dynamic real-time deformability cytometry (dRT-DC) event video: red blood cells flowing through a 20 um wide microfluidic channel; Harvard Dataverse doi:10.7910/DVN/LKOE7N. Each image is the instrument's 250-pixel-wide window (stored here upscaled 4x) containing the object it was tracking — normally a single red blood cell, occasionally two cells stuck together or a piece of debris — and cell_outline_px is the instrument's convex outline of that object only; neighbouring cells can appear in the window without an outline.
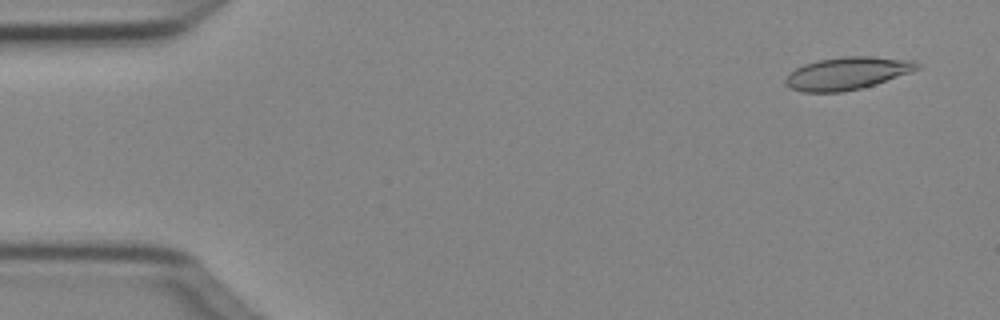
{"species": "Egyptian fruit bat (a non-hibernating species)", "species_latin": "Rousettus aegyptiacus", "temperature_condition": "cold", "stored_images_in_passage": 3, "camera_frame_rate_fps": 3000, "um_per_image_px": 0.085, "animal": {"sex": "female"}, "frame": {"image": 1, "passage_image": 1, "time_ms": 0.0, "image_size_px": [1000, 320], "cell_outline_px": [[920, 68], [912, 72], [860, 88], [840, 92], [800, 92], [784, 84], [784, 80], [796, 68], [804, 64], [820, 60], [844, 56], [872, 56], [916, 60], [920, 64]], "centroid_in_image_um": [72.04, 6.22], "position_along_channel_um": 13.0, "area_um2": 24.85}}
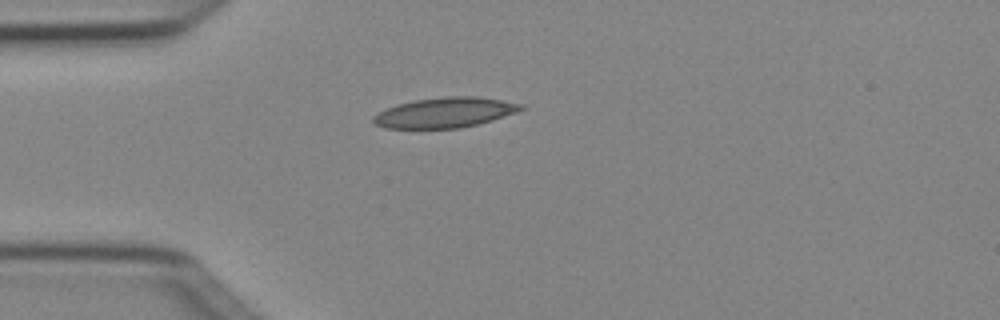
{"frame": {"image": 2, "passage_image": 3, "time_ms": 0.667, "image_size_px": [1000, 320], "cell_outline_px": [[524, 108], [516, 112], [492, 120], [460, 128], [384, 128], [376, 124], [372, 120], [372, 116], [396, 104], [412, 100], [448, 96], [476, 96], [524, 104]], "centroid_in_image_um": [37.8, 9.56], "position_along_channel_um": 47.2, "area_um2": 25.78}}